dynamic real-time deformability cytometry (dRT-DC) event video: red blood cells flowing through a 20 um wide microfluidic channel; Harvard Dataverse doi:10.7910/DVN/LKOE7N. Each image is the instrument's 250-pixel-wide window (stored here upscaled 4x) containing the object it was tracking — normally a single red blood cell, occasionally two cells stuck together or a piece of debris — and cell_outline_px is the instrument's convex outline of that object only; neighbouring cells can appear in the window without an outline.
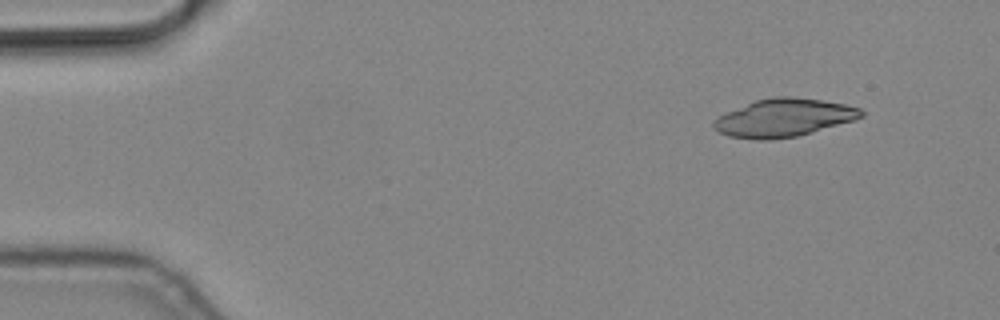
{"species": "common noctule bat (a hibernating species)", "species_latin": "Nyctalus noctula", "temperature_condition": "cold", "stored_images_in_passage": 4, "camera_frame_rate_fps": 3000, "um_per_image_px": 0.085, "animal": {"sex": "male", "body_mass_g": 19.2, "forearm_length_mm": 51.8}, "frame": {"image": 1, "passage_image": 1, "time_ms": 0.0, "image_size_px": [1000, 320], "cell_outline_px": [[864, 116], [856, 120], [796, 136], [772, 140], [756, 140], [728, 136], [720, 132], [712, 124], [712, 120], [728, 112], [756, 100], [772, 96], [792, 96], [820, 100], [844, 104], [860, 108], [864, 112]], "centroid_in_image_um": [66.64, 10.01], "position_along_channel_um": 18.4, "area_um2": 32.48}}